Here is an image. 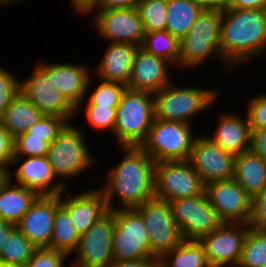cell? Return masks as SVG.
<instances>
[{
  "label": "cell",
  "mask_w": 266,
  "mask_h": 267,
  "mask_svg": "<svg viewBox=\"0 0 266 267\" xmlns=\"http://www.w3.org/2000/svg\"><path fill=\"white\" fill-rule=\"evenodd\" d=\"M120 150L123 159L106 172V182L99 188L109 210L137 208L154 197V160L141 147ZM116 198L121 203L117 207L113 205Z\"/></svg>",
  "instance_id": "obj_1"
},
{
  "label": "cell",
  "mask_w": 266,
  "mask_h": 267,
  "mask_svg": "<svg viewBox=\"0 0 266 267\" xmlns=\"http://www.w3.org/2000/svg\"><path fill=\"white\" fill-rule=\"evenodd\" d=\"M220 50L224 63L233 71L248 59L263 57L266 54V9L222 11Z\"/></svg>",
  "instance_id": "obj_2"
},
{
  "label": "cell",
  "mask_w": 266,
  "mask_h": 267,
  "mask_svg": "<svg viewBox=\"0 0 266 267\" xmlns=\"http://www.w3.org/2000/svg\"><path fill=\"white\" fill-rule=\"evenodd\" d=\"M221 17V10L203 9L189 32L180 39L179 68L181 67V70L194 69L214 57L221 62L224 69L233 71L224 63L220 50Z\"/></svg>",
  "instance_id": "obj_3"
},
{
  "label": "cell",
  "mask_w": 266,
  "mask_h": 267,
  "mask_svg": "<svg viewBox=\"0 0 266 267\" xmlns=\"http://www.w3.org/2000/svg\"><path fill=\"white\" fill-rule=\"evenodd\" d=\"M175 81L163 87L154 97V118L193 124L192 119L218 102L216 89L181 87Z\"/></svg>",
  "instance_id": "obj_4"
},
{
  "label": "cell",
  "mask_w": 266,
  "mask_h": 267,
  "mask_svg": "<svg viewBox=\"0 0 266 267\" xmlns=\"http://www.w3.org/2000/svg\"><path fill=\"white\" fill-rule=\"evenodd\" d=\"M82 129L76 124L68 123L56 139L49 145L48 161L56 180L67 188V182L81 173L90 170L97 163ZM92 154V155H91ZM59 177L61 179H59ZM67 180V181H66Z\"/></svg>",
  "instance_id": "obj_5"
},
{
  "label": "cell",
  "mask_w": 266,
  "mask_h": 267,
  "mask_svg": "<svg viewBox=\"0 0 266 267\" xmlns=\"http://www.w3.org/2000/svg\"><path fill=\"white\" fill-rule=\"evenodd\" d=\"M154 120V97L150 92L125 89L116 110L113 135L119 147L144 142Z\"/></svg>",
  "instance_id": "obj_6"
},
{
  "label": "cell",
  "mask_w": 266,
  "mask_h": 267,
  "mask_svg": "<svg viewBox=\"0 0 266 267\" xmlns=\"http://www.w3.org/2000/svg\"><path fill=\"white\" fill-rule=\"evenodd\" d=\"M192 124L163 121L154 118L147 137L140 147L154 160L186 161L191 154L197 135H193Z\"/></svg>",
  "instance_id": "obj_7"
},
{
  "label": "cell",
  "mask_w": 266,
  "mask_h": 267,
  "mask_svg": "<svg viewBox=\"0 0 266 267\" xmlns=\"http://www.w3.org/2000/svg\"><path fill=\"white\" fill-rule=\"evenodd\" d=\"M113 260L126 261L153 258L143 217L136 208L113 210Z\"/></svg>",
  "instance_id": "obj_8"
},
{
  "label": "cell",
  "mask_w": 266,
  "mask_h": 267,
  "mask_svg": "<svg viewBox=\"0 0 266 267\" xmlns=\"http://www.w3.org/2000/svg\"><path fill=\"white\" fill-rule=\"evenodd\" d=\"M136 209L142 215L146 225L150 253L153 258L159 260L165 253L184 241L168 201L153 197Z\"/></svg>",
  "instance_id": "obj_9"
},
{
  "label": "cell",
  "mask_w": 266,
  "mask_h": 267,
  "mask_svg": "<svg viewBox=\"0 0 266 267\" xmlns=\"http://www.w3.org/2000/svg\"><path fill=\"white\" fill-rule=\"evenodd\" d=\"M204 193L205 185L188 160L155 163V198L169 202Z\"/></svg>",
  "instance_id": "obj_10"
},
{
  "label": "cell",
  "mask_w": 266,
  "mask_h": 267,
  "mask_svg": "<svg viewBox=\"0 0 266 267\" xmlns=\"http://www.w3.org/2000/svg\"><path fill=\"white\" fill-rule=\"evenodd\" d=\"M169 204L184 240L199 241L222 223L206 193L172 200Z\"/></svg>",
  "instance_id": "obj_11"
},
{
  "label": "cell",
  "mask_w": 266,
  "mask_h": 267,
  "mask_svg": "<svg viewBox=\"0 0 266 267\" xmlns=\"http://www.w3.org/2000/svg\"><path fill=\"white\" fill-rule=\"evenodd\" d=\"M89 13L94 14L93 27L107 42L129 43L141 47L145 31L136 8L85 10L81 15L86 16Z\"/></svg>",
  "instance_id": "obj_12"
},
{
  "label": "cell",
  "mask_w": 266,
  "mask_h": 267,
  "mask_svg": "<svg viewBox=\"0 0 266 267\" xmlns=\"http://www.w3.org/2000/svg\"><path fill=\"white\" fill-rule=\"evenodd\" d=\"M114 230L113 210L95 222L80 235L70 267H106L113 261L112 235Z\"/></svg>",
  "instance_id": "obj_13"
},
{
  "label": "cell",
  "mask_w": 266,
  "mask_h": 267,
  "mask_svg": "<svg viewBox=\"0 0 266 267\" xmlns=\"http://www.w3.org/2000/svg\"><path fill=\"white\" fill-rule=\"evenodd\" d=\"M20 92L43 115L62 117L69 123L73 122L76 109L55 88L48 74L37 63L28 78L20 79Z\"/></svg>",
  "instance_id": "obj_14"
},
{
  "label": "cell",
  "mask_w": 266,
  "mask_h": 267,
  "mask_svg": "<svg viewBox=\"0 0 266 267\" xmlns=\"http://www.w3.org/2000/svg\"><path fill=\"white\" fill-rule=\"evenodd\" d=\"M235 156L225 152L206 135L195 137L188 159L206 186L209 183L232 179Z\"/></svg>",
  "instance_id": "obj_15"
},
{
  "label": "cell",
  "mask_w": 266,
  "mask_h": 267,
  "mask_svg": "<svg viewBox=\"0 0 266 267\" xmlns=\"http://www.w3.org/2000/svg\"><path fill=\"white\" fill-rule=\"evenodd\" d=\"M205 193L222 222L249 223L252 198L234 178L207 184Z\"/></svg>",
  "instance_id": "obj_16"
},
{
  "label": "cell",
  "mask_w": 266,
  "mask_h": 267,
  "mask_svg": "<svg viewBox=\"0 0 266 267\" xmlns=\"http://www.w3.org/2000/svg\"><path fill=\"white\" fill-rule=\"evenodd\" d=\"M249 228L244 223L222 222L209 235L202 237L199 242L204 247L210 266L238 264Z\"/></svg>",
  "instance_id": "obj_17"
},
{
  "label": "cell",
  "mask_w": 266,
  "mask_h": 267,
  "mask_svg": "<svg viewBox=\"0 0 266 267\" xmlns=\"http://www.w3.org/2000/svg\"><path fill=\"white\" fill-rule=\"evenodd\" d=\"M37 64L48 74L55 88L79 113L86 99L88 81L94 72H90L85 63H46L43 61Z\"/></svg>",
  "instance_id": "obj_18"
},
{
  "label": "cell",
  "mask_w": 266,
  "mask_h": 267,
  "mask_svg": "<svg viewBox=\"0 0 266 267\" xmlns=\"http://www.w3.org/2000/svg\"><path fill=\"white\" fill-rule=\"evenodd\" d=\"M18 163L20 165L14 174L13 171L9 173V179H15V184L34 191L38 196L60 195L66 190L60 181L55 180L47 156L13 157L12 166Z\"/></svg>",
  "instance_id": "obj_19"
},
{
  "label": "cell",
  "mask_w": 266,
  "mask_h": 267,
  "mask_svg": "<svg viewBox=\"0 0 266 267\" xmlns=\"http://www.w3.org/2000/svg\"><path fill=\"white\" fill-rule=\"evenodd\" d=\"M60 195L38 196L16 227L36 248H49Z\"/></svg>",
  "instance_id": "obj_20"
},
{
  "label": "cell",
  "mask_w": 266,
  "mask_h": 267,
  "mask_svg": "<svg viewBox=\"0 0 266 267\" xmlns=\"http://www.w3.org/2000/svg\"><path fill=\"white\" fill-rule=\"evenodd\" d=\"M173 67L169 61L156 57L138 47L126 88L152 94L159 92L163 87L173 82L170 74V69Z\"/></svg>",
  "instance_id": "obj_21"
},
{
  "label": "cell",
  "mask_w": 266,
  "mask_h": 267,
  "mask_svg": "<svg viewBox=\"0 0 266 267\" xmlns=\"http://www.w3.org/2000/svg\"><path fill=\"white\" fill-rule=\"evenodd\" d=\"M68 192L67 189L60 194V205L68 212L79 235L86 233L95 222L109 212L100 189H88L73 196ZM64 193H68L67 197L63 196Z\"/></svg>",
  "instance_id": "obj_22"
},
{
  "label": "cell",
  "mask_w": 266,
  "mask_h": 267,
  "mask_svg": "<svg viewBox=\"0 0 266 267\" xmlns=\"http://www.w3.org/2000/svg\"><path fill=\"white\" fill-rule=\"evenodd\" d=\"M139 46L114 42L107 44L104 54L96 68L93 76L107 82H117L127 86L130 79L133 59Z\"/></svg>",
  "instance_id": "obj_23"
},
{
  "label": "cell",
  "mask_w": 266,
  "mask_h": 267,
  "mask_svg": "<svg viewBox=\"0 0 266 267\" xmlns=\"http://www.w3.org/2000/svg\"><path fill=\"white\" fill-rule=\"evenodd\" d=\"M218 120L215 133L211 136L205 134L211 141L234 156L250 150L251 126L247 115L222 113Z\"/></svg>",
  "instance_id": "obj_24"
},
{
  "label": "cell",
  "mask_w": 266,
  "mask_h": 267,
  "mask_svg": "<svg viewBox=\"0 0 266 267\" xmlns=\"http://www.w3.org/2000/svg\"><path fill=\"white\" fill-rule=\"evenodd\" d=\"M233 178L251 198L259 195L266 188V161L251 150L235 156Z\"/></svg>",
  "instance_id": "obj_25"
},
{
  "label": "cell",
  "mask_w": 266,
  "mask_h": 267,
  "mask_svg": "<svg viewBox=\"0 0 266 267\" xmlns=\"http://www.w3.org/2000/svg\"><path fill=\"white\" fill-rule=\"evenodd\" d=\"M38 195L10 179L0 189V219L16 226Z\"/></svg>",
  "instance_id": "obj_26"
},
{
  "label": "cell",
  "mask_w": 266,
  "mask_h": 267,
  "mask_svg": "<svg viewBox=\"0 0 266 267\" xmlns=\"http://www.w3.org/2000/svg\"><path fill=\"white\" fill-rule=\"evenodd\" d=\"M42 116L41 111L19 92L4 111L0 122L4 129L15 138L17 135L25 133Z\"/></svg>",
  "instance_id": "obj_27"
},
{
  "label": "cell",
  "mask_w": 266,
  "mask_h": 267,
  "mask_svg": "<svg viewBox=\"0 0 266 267\" xmlns=\"http://www.w3.org/2000/svg\"><path fill=\"white\" fill-rule=\"evenodd\" d=\"M203 8L193 0H167L166 30L182 39L191 29Z\"/></svg>",
  "instance_id": "obj_28"
},
{
  "label": "cell",
  "mask_w": 266,
  "mask_h": 267,
  "mask_svg": "<svg viewBox=\"0 0 266 267\" xmlns=\"http://www.w3.org/2000/svg\"><path fill=\"white\" fill-rule=\"evenodd\" d=\"M158 267H210L203 245L184 240L158 260Z\"/></svg>",
  "instance_id": "obj_29"
},
{
  "label": "cell",
  "mask_w": 266,
  "mask_h": 267,
  "mask_svg": "<svg viewBox=\"0 0 266 267\" xmlns=\"http://www.w3.org/2000/svg\"><path fill=\"white\" fill-rule=\"evenodd\" d=\"M79 239L80 235L72 224L68 212L60 205L55 212L49 248L70 256L75 252Z\"/></svg>",
  "instance_id": "obj_30"
},
{
  "label": "cell",
  "mask_w": 266,
  "mask_h": 267,
  "mask_svg": "<svg viewBox=\"0 0 266 267\" xmlns=\"http://www.w3.org/2000/svg\"><path fill=\"white\" fill-rule=\"evenodd\" d=\"M141 48L179 67L180 40L167 30L145 33Z\"/></svg>",
  "instance_id": "obj_31"
},
{
  "label": "cell",
  "mask_w": 266,
  "mask_h": 267,
  "mask_svg": "<svg viewBox=\"0 0 266 267\" xmlns=\"http://www.w3.org/2000/svg\"><path fill=\"white\" fill-rule=\"evenodd\" d=\"M238 265L240 267H266V228H249Z\"/></svg>",
  "instance_id": "obj_32"
},
{
  "label": "cell",
  "mask_w": 266,
  "mask_h": 267,
  "mask_svg": "<svg viewBox=\"0 0 266 267\" xmlns=\"http://www.w3.org/2000/svg\"><path fill=\"white\" fill-rule=\"evenodd\" d=\"M36 247L15 226L7 236L0 253V262L23 267L31 258Z\"/></svg>",
  "instance_id": "obj_33"
},
{
  "label": "cell",
  "mask_w": 266,
  "mask_h": 267,
  "mask_svg": "<svg viewBox=\"0 0 266 267\" xmlns=\"http://www.w3.org/2000/svg\"><path fill=\"white\" fill-rule=\"evenodd\" d=\"M136 9L145 33L166 30L167 0H140Z\"/></svg>",
  "instance_id": "obj_34"
},
{
  "label": "cell",
  "mask_w": 266,
  "mask_h": 267,
  "mask_svg": "<svg viewBox=\"0 0 266 267\" xmlns=\"http://www.w3.org/2000/svg\"><path fill=\"white\" fill-rule=\"evenodd\" d=\"M93 79L94 76H90L87 84V100L95 106L118 107L121 96L125 91L126 86L121 83L107 82L98 79L99 83L97 85V88L95 87V90L89 91L88 89H90L89 86L92 87Z\"/></svg>",
  "instance_id": "obj_35"
},
{
  "label": "cell",
  "mask_w": 266,
  "mask_h": 267,
  "mask_svg": "<svg viewBox=\"0 0 266 267\" xmlns=\"http://www.w3.org/2000/svg\"><path fill=\"white\" fill-rule=\"evenodd\" d=\"M85 105V117L88 118L90 126L98 131L113 133L116 124L117 107H104L92 105L88 100Z\"/></svg>",
  "instance_id": "obj_36"
},
{
  "label": "cell",
  "mask_w": 266,
  "mask_h": 267,
  "mask_svg": "<svg viewBox=\"0 0 266 267\" xmlns=\"http://www.w3.org/2000/svg\"><path fill=\"white\" fill-rule=\"evenodd\" d=\"M68 123L62 117L43 115L26 133L31 137L44 138L51 144Z\"/></svg>",
  "instance_id": "obj_37"
},
{
  "label": "cell",
  "mask_w": 266,
  "mask_h": 267,
  "mask_svg": "<svg viewBox=\"0 0 266 267\" xmlns=\"http://www.w3.org/2000/svg\"><path fill=\"white\" fill-rule=\"evenodd\" d=\"M49 143L44 138L31 137L26 132L14 138V157L47 156Z\"/></svg>",
  "instance_id": "obj_38"
},
{
  "label": "cell",
  "mask_w": 266,
  "mask_h": 267,
  "mask_svg": "<svg viewBox=\"0 0 266 267\" xmlns=\"http://www.w3.org/2000/svg\"><path fill=\"white\" fill-rule=\"evenodd\" d=\"M20 92V78L0 65V120L11 100Z\"/></svg>",
  "instance_id": "obj_39"
},
{
  "label": "cell",
  "mask_w": 266,
  "mask_h": 267,
  "mask_svg": "<svg viewBox=\"0 0 266 267\" xmlns=\"http://www.w3.org/2000/svg\"><path fill=\"white\" fill-rule=\"evenodd\" d=\"M68 256L51 248H36L31 258L23 267H65Z\"/></svg>",
  "instance_id": "obj_40"
},
{
  "label": "cell",
  "mask_w": 266,
  "mask_h": 267,
  "mask_svg": "<svg viewBox=\"0 0 266 267\" xmlns=\"http://www.w3.org/2000/svg\"><path fill=\"white\" fill-rule=\"evenodd\" d=\"M245 115L252 129L266 128V94L254 96L247 101Z\"/></svg>",
  "instance_id": "obj_41"
},
{
  "label": "cell",
  "mask_w": 266,
  "mask_h": 267,
  "mask_svg": "<svg viewBox=\"0 0 266 267\" xmlns=\"http://www.w3.org/2000/svg\"><path fill=\"white\" fill-rule=\"evenodd\" d=\"M248 225L253 228H266V188L252 198Z\"/></svg>",
  "instance_id": "obj_42"
},
{
  "label": "cell",
  "mask_w": 266,
  "mask_h": 267,
  "mask_svg": "<svg viewBox=\"0 0 266 267\" xmlns=\"http://www.w3.org/2000/svg\"><path fill=\"white\" fill-rule=\"evenodd\" d=\"M14 138L4 129L0 122V168L11 172L14 157Z\"/></svg>",
  "instance_id": "obj_43"
},
{
  "label": "cell",
  "mask_w": 266,
  "mask_h": 267,
  "mask_svg": "<svg viewBox=\"0 0 266 267\" xmlns=\"http://www.w3.org/2000/svg\"><path fill=\"white\" fill-rule=\"evenodd\" d=\"M140 0H95L86 10L136 8Z\"/></svg>",
  "instance_id": "obj_44"
},
{
  "label": "cell",
  "mask_w": 266,
  "mask_h": 267,
  "mask_svg": "<svg viewBox=\"0 0 266 267\" xmlns=\"http://www.w3.org/2000/svg\"><path fill=\"white\" fill-rule=\"evenodd\" d=\"M250 150L266 161V128L251 130Z\"/></svg>",
  "instance_id": "obj_45"
},
{
  "label": "cell",
  "mask_w": 266,
  "mask_h": 267,
  "mask_svg": "<svg viewBox=\"0 0 266 267\" xmlns=\"http://www.w3.org/2000/svg\"><path fill=\"white\" fill-rule=\"evenodd\" d=\"M106 267H158V260L155 258H140L126 261L113 260Z\"/></svg>",
  "instance_id": "obj_46"
},
{
  "label": "cell",
  "mask_w": 266,
  "mask_h": 267,
  "mask_svg": "<svg viewBox=\"0 0 266 267\" xmlns=\"http://www.w3.org/2000/svg\"><path fill=\"white\" fill-rule=\"evenodd\" d=\"M228 8L232 9H266V0H230Z\"/></svg>",
  "instance_id": "obj_47"
},
{
  "label": "cell",
  "mask_w": 266,
  "mask_h": 267,
  "mask_svg": "<svg viewBox=\"0 0 266 267\" xmlns=\"http://www.w3.org/2000/svg\"><path fill=\"white\" fill-rule=\"evenodd\" d=\"M203 9H217L224 11L228 8L230 0H193Z\"/></svg>",
  "instance_id": "obj_48"
},
{
  "label": "cell",
  "mask_w": 266,
  "mask_h": 267,
  "mask_svg": "<svg viewBox=\"0 0 266 267\" xmlns=\"http://www.w3.org/2000/svg\"><path fill=\"white\" fill-rule=\"evenodd\" d=\"M15 227L14 224L0 219V253L10 231Z\"/></svg>",
  "instance_id": "obj_49"
},
{
  "label": "cell",
  "mask_w": 266,
  "mask_h": 267,
  "mask_svg": "<svg viewBox=\"0 0 266 267\" xmlns=\"http://www.w3.org/2000/svg\"><path fill=\"white\" fill-rule=\"evenodd\" d=\"M95 0H71L75 13L82 14Z\"/></svg>",
  "instance_id": "obj_50"
},
{
  "label": "cell",
  "mask_w": 266,
  "mask_h": 267,
  "mask_svg": "<svg viewBox=\"0 0 266 267\" xmlns=\"http://www.w3.org/2000/svg\"><path fill=\"white\" fill-rule=\"evenodd\" d=\"M9 179V173L4 169L0 168V189Z\"/></svg>",
  "instance_id": "obj_51"
},
{
  "label": "cell",
  "mask_w": 266,
  "mask_h": 267,
  "mask_svg": "<svg viewBox=\"0 0 266 267\" xmlns=\"http://www.w3.org/2000/svg\"><path fill=\"white\" fill-rule=\"evenodd\" d=\"M22 0H0V6H10V5H13L14 6V4L15 3H18L19 4V2H21Z\"/></svg>",
  "instance_id": "obj_52"
},
{
  "label": "cell",
  "mask_w": 266,
  "mask_h": 267,
  "mask_svg": "<svg viewBox=\"0 0 266 267\" xmlns=\"http://www.w3.org/2000/svg\"><path fill=\"white\" fill-rule=\"evenodd\" d=\"M0 267H21V266L16 265V264H7V263L0 262Z\"/></svg>",
  "instance_id": "obj_53"
},
{
  "label": "cell",
  "mask_w": 266,
  "mask_h": 267,
  "mask_svg": "<svg viewBox=\"0 0 266 267\" xmlns=\"http://www.w3.org/2000/svg\"><path fill=\"white\" fill-rule=\"evenodd\" d=\"M222 267H240L238 264L236 265H225V266H222Z\"/></svg>",
  "instance_id": "obj_54"
}]
</instances>
